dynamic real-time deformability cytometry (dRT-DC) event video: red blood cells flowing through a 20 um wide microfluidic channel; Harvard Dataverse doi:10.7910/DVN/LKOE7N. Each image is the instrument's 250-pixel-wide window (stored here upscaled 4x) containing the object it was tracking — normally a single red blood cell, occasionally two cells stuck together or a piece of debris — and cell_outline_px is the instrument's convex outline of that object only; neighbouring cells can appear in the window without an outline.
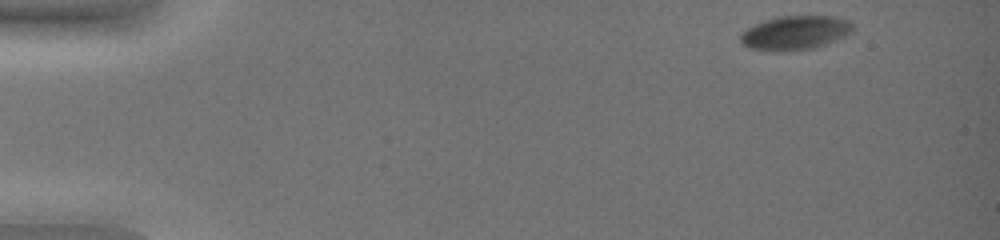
{"species": "common noctule bat (a hibernating species)", "species_latin": "Nyctalus noctula", "temperature_condition": "warm", "stored_images_in_passage": 47, "camera_frame_rate_fps": 3000, "um_per_image_px": 0.085, "animal": {"sex": "female", "body_mass_g": 19.0, "forearm_length_mm": 51.5}, "frame": {"image": 1, "passage_image": 1, "time_ms": 0.0, "image_size_px": [1000, 240], "cell_outline_px": [[852, 32], [844, 36], [824, 44], [812, 48], [776, 52], [772, 52], [748, 48], [740, 44], [740, 32], [764, 20], [776, 16], [836, 16], [848, 20], [852, 24]], "centroid_in_image_um": [67.52, 2.79], "position_along_channel_um": 17.5, "area_um2": 22.37}}
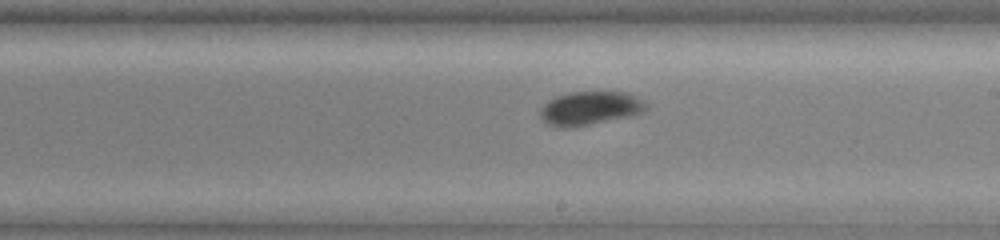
{"frame": {"image": 2, "passage_image": 28, "time_ms": 9.0, "image_size_px": [1000, 240], "cell_outline_px": [[648, 108], [644, 112], [632, 116], [572, 128], [560, 128], [544, 124], [540, 116], [540, 108], [548, 100], [556, 96], [568, 92], [628, 92], [636, 96], [648, 104]], "centroid_in_image_um": [50.14, 9.22], "position_along_channel_um": 238.9, "area_um2": 21.27}}
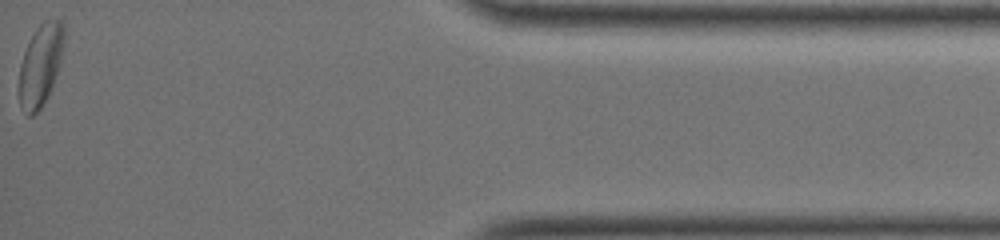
{"frame": {"image": 3, "passage_image": 47, "time_ms": 15.333, "image_size_px": [1000, 240], "cell_outline_px": [[64, 40], [60, 64], [52, 88], [48, 96], [40, 108], [32, 116], [28, 116], [20, 104], [20, 64], [24, 52], [36, 28], [44, 20], [60, 20], [64, 28]], "centroid_in_image_um": [3.46, 5.52], "position_along_channel_um": 431.7, "area_um2": 21.1}, "authors_computed_cell_mechanics": {"area_um2": 22.0218, "velocity_mm_per_s": 3.8481, "shape_relaxation_time_tau1_ms": 2.3063, "shape_relaxation_time_tau2_ms": 4.1877, "deformation_change_tau1": 0.0542, "deformation_change_tau2": 0.0513}}